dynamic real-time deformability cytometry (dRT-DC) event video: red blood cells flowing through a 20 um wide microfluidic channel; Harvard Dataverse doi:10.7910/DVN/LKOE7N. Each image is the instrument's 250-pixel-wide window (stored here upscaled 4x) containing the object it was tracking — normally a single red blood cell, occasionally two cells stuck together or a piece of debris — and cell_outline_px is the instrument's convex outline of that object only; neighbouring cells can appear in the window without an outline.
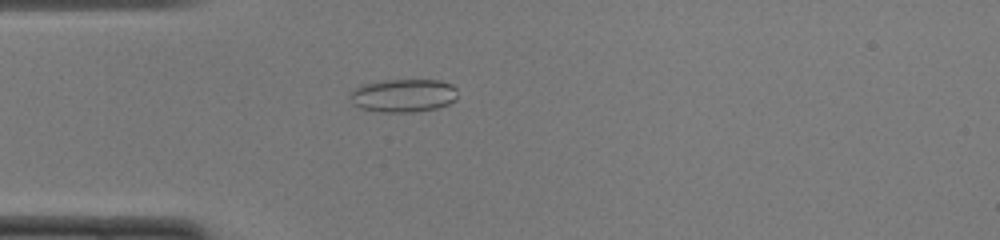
{"species": "common noctule bat (a hibernating species)", "species_latin": "Nyctalus noctula", "temperature_condition": "cold", "stored_images_in_passage": 50, "camera_frame_rate_fps": 3000, "um_per_image_px": 0.085, "animal": {"sex": "female", "body_mass_g": 22.0, "forearm_length_mm": 56.7}, "frame": {"image": 1, "passage_image": 14, "time_ms": 4.333, "image_size_px": [1000, 240], "cell_outline_px": [[456, 100], [448, 104], [436, 108], [412, 112], [380, 112], [360, 108], [352, 104], [352, 92], [360, 84], [384, 80], [440, 80], [452, 84], [456, 88]], "centroid_in_image_um": [34.3, 8.11], "position_along_channel_um": 50.7, "area_um2": 20.81}}
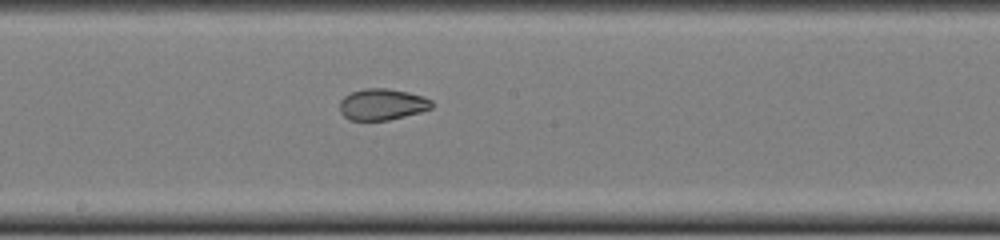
{"frame": {"image": 2, "passage_image": 27, "time_ms": 8.667, "image_size_px": [1000, 240], "cell_outline_px": [[432, 108], [420, 112], [388, 120], [348, 120], [340, 112], [340, 100], [344, 96], [352, 92], [364, 88], [388, 88], [408, 92], [424, 96], [432, 100]], "centroid_in_image_um": [32.48, 8.86], "position_along_channel_um": 215.7, "area_um2": 16.88}}
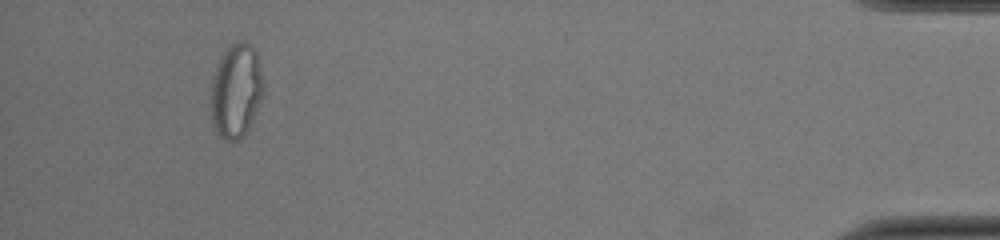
{"frame": {"image": 3, "passage_image": 47, "time_ms": 15.333, "image_size_px": [1000, 240], "cell_outline_px": [[264, 96], [244, 136], [240, 140], [224, 140], [216, 132], [212, 124], [212, 76], [224, 52], [236, 40], [240, 40], [252, 44], [256, 52], [264, 84]], "centroid_in_image_um": [20.09, 7.72], "position_along_channel_um": 415.1, "area_um2": 28.84}, "authors_computed_cell_mechanics": {"area_um2": 20.7791, "velocity_mm_per_s": 4.0012, "shape_relaxation_time_tau1_ms": null, "shape_relaxation_time_tau2_ms": 1.8636, "deformation_change_tau1": null, "deformation_change_tau2": 0.0673}}